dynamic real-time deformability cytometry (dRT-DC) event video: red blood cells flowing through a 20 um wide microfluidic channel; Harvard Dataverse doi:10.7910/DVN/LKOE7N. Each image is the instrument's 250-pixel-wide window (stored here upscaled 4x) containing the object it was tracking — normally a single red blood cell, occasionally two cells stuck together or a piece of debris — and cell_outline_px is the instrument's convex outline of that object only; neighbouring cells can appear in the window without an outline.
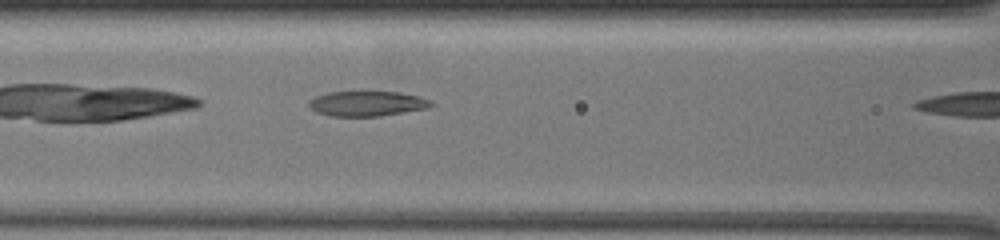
{"species": "common noctule bat (a hibernating species)", "species_latin": "Nyctalus noctula", "temperature_condition": "warm", "stored_images_in_passage": 22, "camera_frame_rate_fps": 3000, "um_per_image_px": 0.085, "animal": {"sex": "female", "body_mass_g": 19.5, "forearm_length_mm": 54.1}, "frame": {"image": 1, "passage_image": 10, "time_ms": 3.0, "image_size_px": [1000, 240], "cell_outline_px": [[432, 104], [428, 108], [380, 116], [332, 116], [316, 112], [308, 104], [308, 100], [316, 96], [328, 92], [400, 92], [420, 96], [432, 100]], "centroid_in_image_um": [31.21, 8.8], "position_along_channel_um": 135.4, "area_um2": 17.8}}